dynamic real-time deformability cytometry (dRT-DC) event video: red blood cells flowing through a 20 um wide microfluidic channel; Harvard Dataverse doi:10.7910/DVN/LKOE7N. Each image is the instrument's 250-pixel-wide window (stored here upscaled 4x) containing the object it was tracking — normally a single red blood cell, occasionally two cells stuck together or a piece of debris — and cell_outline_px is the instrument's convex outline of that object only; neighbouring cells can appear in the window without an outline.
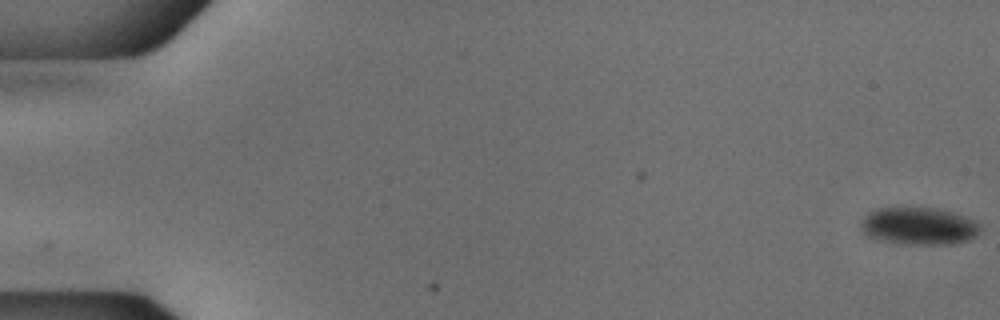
{"species": "common noctule bat (a hibernating species)", "species_latin": "Nyctalus noctula", "temperature_condition": "cold", "stored_images_in_passage": 54, "camera_frame_rate_fps": 3000, "um_per_image_px": 0.085, "animal": {"sex": "male", "body_mass_g": 18.8}, "frame": {"image": 1, "passage_image": 1, "time_ms": 0.0, "image_size_px": [1000, 320], "cell_outline_px": [[984, 228], [976, 236], [968, 240], [952, 244], [908, 244], [884, 240], [868, 236], [860, 228], [860, 220], [868, 212], [876, 208], [900, 204], [936, 208], [956, 212], [976, 220]], "centroid_in_image_um": [78.12, 19.15], "position_along_channel_um": 6.9, "area_um2": 27.17}}
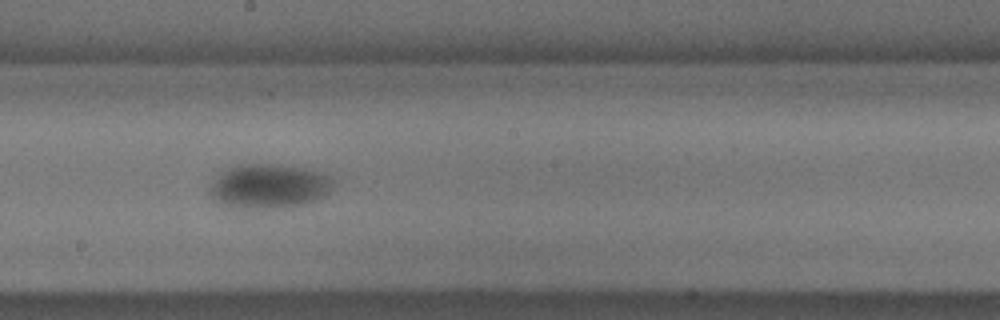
{"frame": {"image": 2, "passage_image": 31, "time_ms": 10.0, "image_size_px": [1000, 320], "cell_outline_px": [[336, 180], [332, 188], [324, 196], [316, 200], [304, 204], [272, 208], [244, 208], [228, 204], [216, 200], [208, 192], [208, 188], [220, 172], [228, 168], [240, 164], [280, 164], [308, 168], [332, 176]], "centroid_in_image_um": [22.92, 15.79], "position_along_channel_um": 225.3, "area_um2": 31.96}}
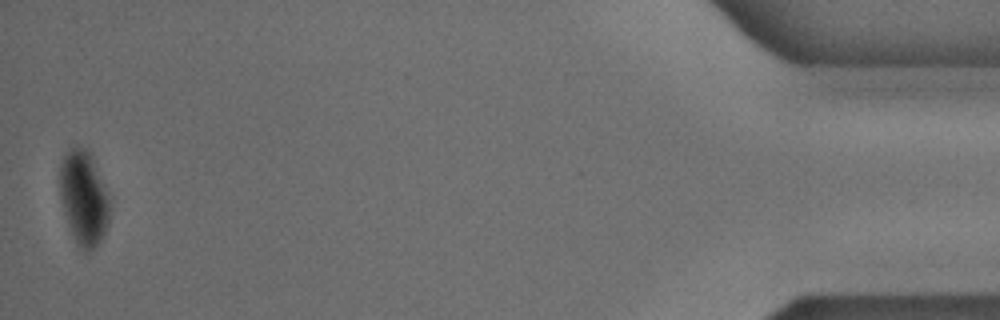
{"frame": {"image": 3, "passage_image": 54, "time_ms": 17.667, "image_size_px": [1000, 320], "cell_outline_px": [[112, 208], [108, 224], [104, 236], [88, 252], [84, 252], [80, 248], [72, 236], [64, 212], [60, 196], [60, 164], [64, 156], [72, 148], [84, 148], [88, 152], [112, 196]], "centroid_in_image_um": [7.17, 16.88], "position_along_channel_um": 428.0, "area_um2": 27.69}}